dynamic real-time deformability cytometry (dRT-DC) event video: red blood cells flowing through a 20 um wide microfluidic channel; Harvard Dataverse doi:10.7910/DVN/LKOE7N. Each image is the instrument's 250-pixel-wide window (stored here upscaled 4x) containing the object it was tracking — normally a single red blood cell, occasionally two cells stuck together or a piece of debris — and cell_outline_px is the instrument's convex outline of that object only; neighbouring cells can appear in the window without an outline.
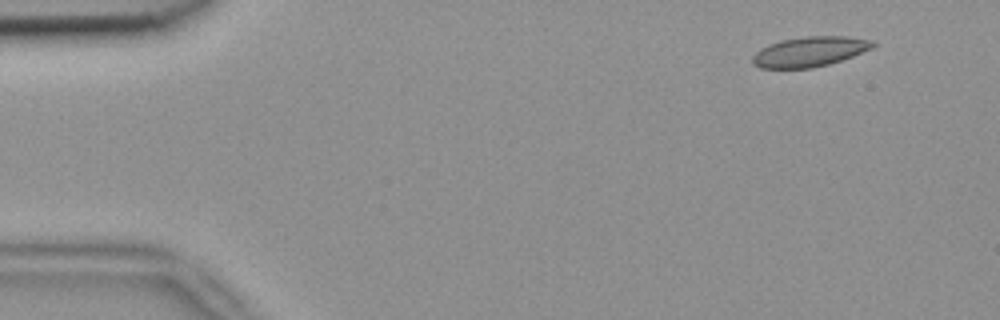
{"species": "common noctule bat (a hibernating species)", "species_latin": "Nyctalus noctula", "temperature_condition": "room temperature", "stored_images_in_passage": 5, "segment_of_instrument_passage": [1, 2], "camera_frame_rate_fps": 3000, "um_per_image_px": 0.085, "animal": {"sex": "female", "body_mass_g": 18.4}, "frame": {"image": 1, "passage_image": 1, "time_ms": 0.0, "image_size_px": [1000, 320], "cell_outline_px": [[876, 44], [872, 48], [852, 56], [828, 64], [812, 68], [760, 68], [752, 64], [752, 56], [760, 48], [768, 44], [784, 40], [808, 36], [844, 36], [872, 40]], "centroid_in_image_um": [68.79, 4.39], "position_along_channel_um": 16.2, "area_um2": 20.87}}